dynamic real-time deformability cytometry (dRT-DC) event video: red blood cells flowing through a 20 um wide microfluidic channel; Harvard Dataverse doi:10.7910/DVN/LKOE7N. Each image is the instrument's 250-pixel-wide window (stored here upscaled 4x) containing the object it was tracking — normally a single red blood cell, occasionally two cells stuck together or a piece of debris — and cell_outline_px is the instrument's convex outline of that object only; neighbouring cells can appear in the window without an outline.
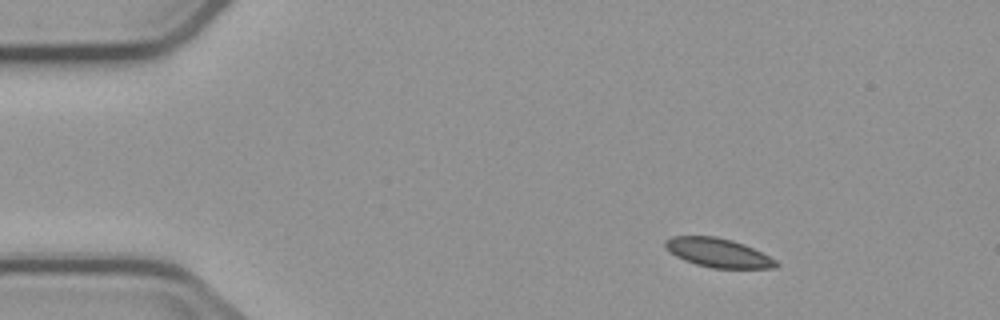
{"species": "common noctule bat (a hibernating species)", "species_latin": "Nyctalus noctula", "temperature_condition": "cold", "stored_images_in_passage": 4, "camera_frame_rate_fps": 3000, "um_per_image_px": 0.085, "animal": {"sex": "male", "body_mass_g": 23.1, "forearm_length_mm": 52.7}, "frame": {"image": 1, "passage_image": 1, "time_ms": 0.0, "image_size_px": [1000, 320], "cell_outline_px": [[780, 264], [776, 268], [712, 268], [696, 264], [684, 260], [676, 256], [664, 248], [664, 240], [672, 236], [716, 236], [732, 240], [744, 244], [776, 260]], "centroid_in_image_um": [61.01, 21.48], "position_along_channel_um": 24.0, "area_um2": 18.73}}